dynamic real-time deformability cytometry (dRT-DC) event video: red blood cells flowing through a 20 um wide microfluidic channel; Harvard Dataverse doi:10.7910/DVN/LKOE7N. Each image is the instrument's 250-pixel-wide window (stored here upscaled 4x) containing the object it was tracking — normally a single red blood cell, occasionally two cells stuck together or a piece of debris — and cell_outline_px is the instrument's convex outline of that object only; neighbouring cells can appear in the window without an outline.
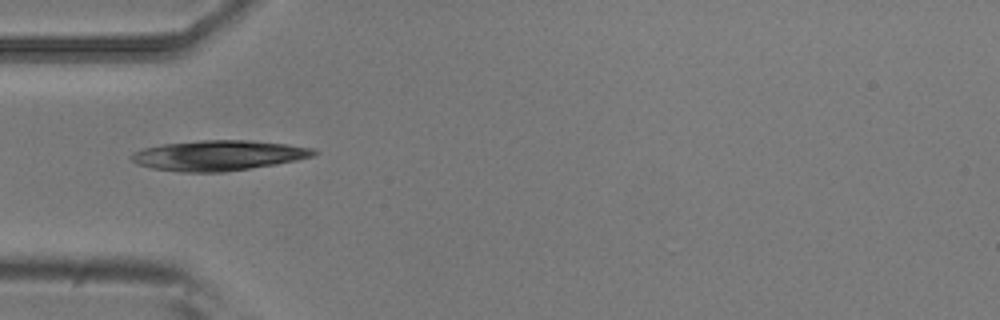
{"species": "common noctule bat (a hibernating species)", "species_latin": "Nyctalus noctula", "temperature_condition": "room temperature", "stored_images_in_passage": 7, "camera_frame_rate_fps": 3000, "um_per_image_px": 0.085, "animal": {"sex": "male", "body_mass_g": 20.5, "forearm_length_mm": 52.5}, "frame": {"image": 1, "passage_image": 4, "time_ms": 1.0, "image_size_px": [1000, 320], "cell_outline_px": [[320, 152], [312, 156], [296, 160], [276, 164], [224, 172], [180, 172], [152, 168], [136, 164], [132, 160], [132, 152], [144, 148], [164, 144], [200, 140], [252, 140], [284, 144], [312, 148]], "centroid_in_image_um": [18.56, 13.21], "position_along_channel_um": 66.4, "area_um2": 31.96}}
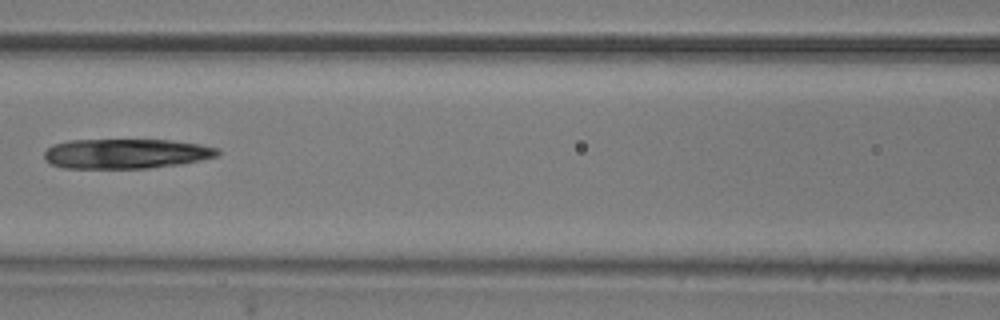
{"frame": {"image": 2, "passage_image": 6, "time_ms": 1.667, "image_size_px": [1000, 320], "cell_outline_px": [[220, 152], [216, 156], [200, 160], [180, 164], [148, 168], [64, 168], [52, 164], [44, 160], [44, 152], [52, 144], [68, 140], [172, 140], [200, 144], [220, 148]], "centroid_in_image_um": [10.7, 13.06], "position_along_channel_um": 155.9, "area_um2": 30.23}}
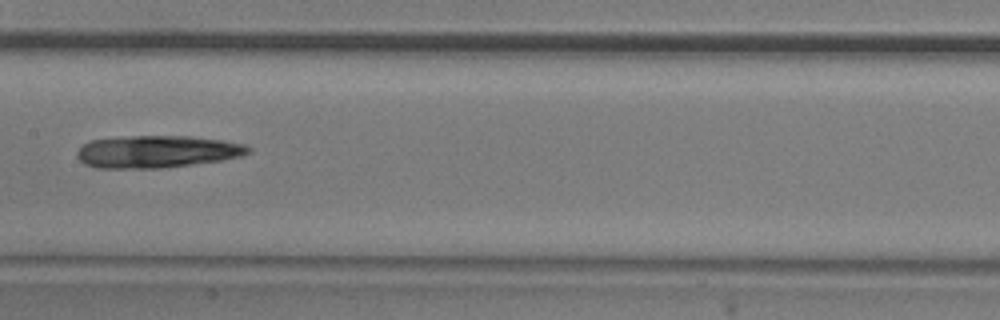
{"frame": {"image": 3, "passage_image": 7, "time_ms": 2.0, "image_size_px": [1000, 320], "cell_outline_px": [[252, 152], [244, 156], [220, 160], [192, 164], [160, 168], [96, 168], [84, 164], [76, 156], [76, 152], [84, 144], [92, 140], [132, 136], [192, 136], [224, 140], [244, 144], [252, 148]], "centroid_in_image_um": [13.39, 12.89], "position_along_channel_um": 194.0, "area_um2": 32.31}}